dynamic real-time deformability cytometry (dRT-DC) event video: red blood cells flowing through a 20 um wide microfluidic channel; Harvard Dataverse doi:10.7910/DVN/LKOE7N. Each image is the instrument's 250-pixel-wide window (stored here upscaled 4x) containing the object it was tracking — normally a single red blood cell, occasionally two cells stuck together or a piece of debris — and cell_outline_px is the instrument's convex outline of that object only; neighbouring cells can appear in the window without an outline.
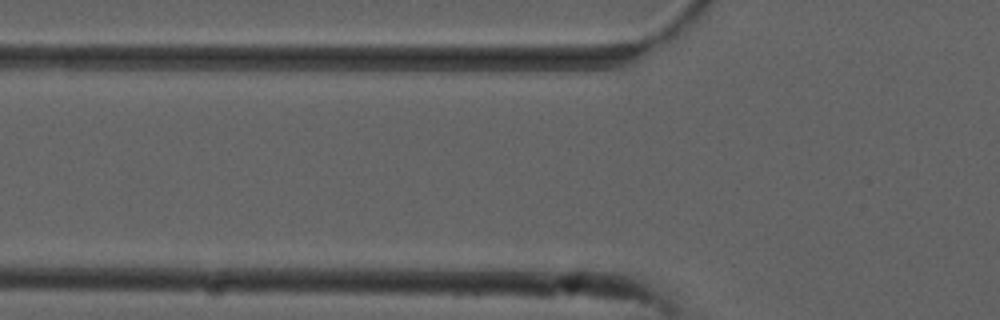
{"species": "common noctule bat (a hibernating species)", "species_latin": "Nyctalus noctula", "temperature_condition": "cold", "stored_images_in_passage": 2, "camera_frame_rate_fps": 3000, "um_per_image_px": 0.085, "animal": {"sex": "male", "forearm_length_mm": 52.5}, "frame": {"image": 1, "passage_image": 2, "time_ms": 0.333, "image_size_px": [1000, 320], "cell_outline_px": [[632, 44], [608, 48], [556, 56], [464, 48], [464, 44], [620, 40], [632, 40]], "centroid_in_image_um": [46.76, 3.99], "position_along_channel_um": 79.0, "area_um2": 11.27}}